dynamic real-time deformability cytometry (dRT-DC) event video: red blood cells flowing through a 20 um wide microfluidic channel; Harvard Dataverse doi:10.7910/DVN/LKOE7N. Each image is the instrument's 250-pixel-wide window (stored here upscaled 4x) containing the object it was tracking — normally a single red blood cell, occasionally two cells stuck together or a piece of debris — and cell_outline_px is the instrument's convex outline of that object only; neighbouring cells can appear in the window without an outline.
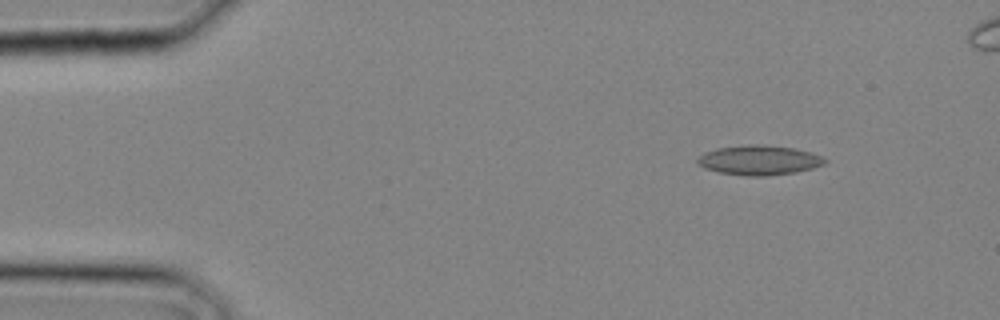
{"species": "common noctule bat (a hibernating species)", "species_latin": "Nyctalus noctula", "temperature_condition": "cold", "stored_images_in_passage": 13, "camera_frame_rate_fps": 3000, "um_per_image_px": 0.085, "animal": {"sex": "male", "body_mass_g": 20.4}, "frame": {"image": 1, "passage_image": 4, "time_ms": 1.0, "image_size_px": [1000, 320], "cell_outline_px": [[828, 160], [824, 164], [812, 168], [796, 172], [768, 176], [744, 176], [720, 172], [704, 168], [696, 160], [704, 152], [716, 148], [748, 144], [756, 144], [796, 148], [812, 152]], "centroid_in_image_um": [64.54, 13.61], "position_along_channel_um": 20.5, "area_um2": 22.08}}
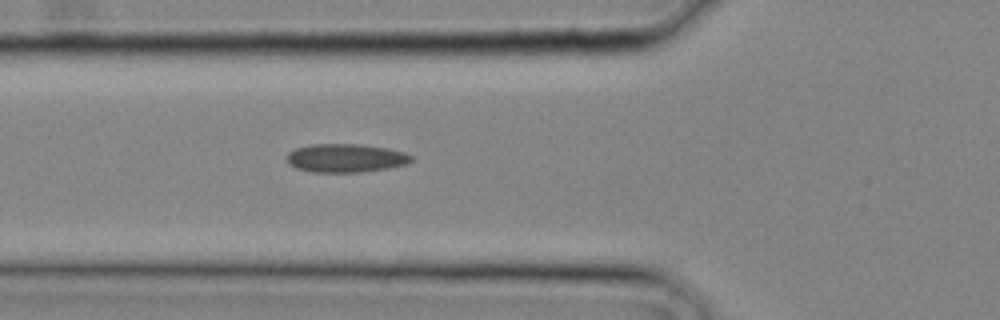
{"frame": {"image": 2, "passage_image": 11, "time_ms": 3.333, "image_size_px": [1000, 320], "cell_outline_px": [[412, 160], [404, 164], [388, 168], [360, 172], [312, 172], [296, 168], [288, 164], [288, 152], [296, 148], [312, 144], [360, 144], [388, 148], [404, 152], [412, 156]], "centroid_in_image_um": [29.37, 13.43], "position_along_channel_um": 96.4, "area_um2": 20.58}}
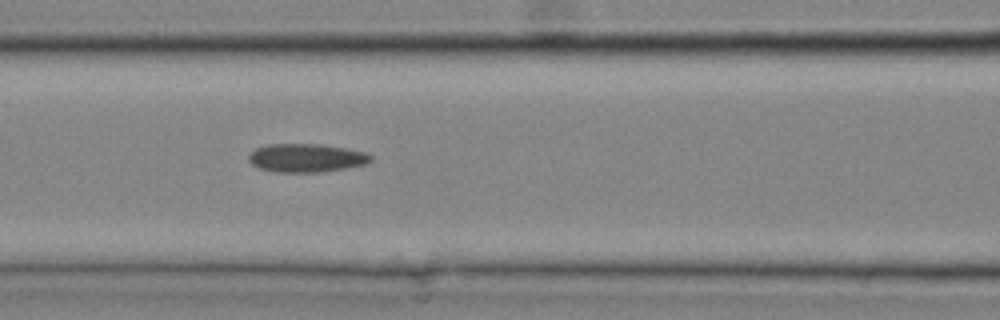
{"frame": {"image": 3, "passage_image": 13, "time_ms": 4.0, "image_size_px": [1000, 320], "cell_outline_px": [[372, 160], [368, 164], [320, 172], [276, 172], [260, 168], [252, 164], [248, 160], [248, 156], [256, 148], [268, 144], [320, 144], [368, 152], [372, 156]], "centroid_in_image_um": [26.06, 13.42], "position_along_channel_um": 140.5, "area_um2": 20.23}}